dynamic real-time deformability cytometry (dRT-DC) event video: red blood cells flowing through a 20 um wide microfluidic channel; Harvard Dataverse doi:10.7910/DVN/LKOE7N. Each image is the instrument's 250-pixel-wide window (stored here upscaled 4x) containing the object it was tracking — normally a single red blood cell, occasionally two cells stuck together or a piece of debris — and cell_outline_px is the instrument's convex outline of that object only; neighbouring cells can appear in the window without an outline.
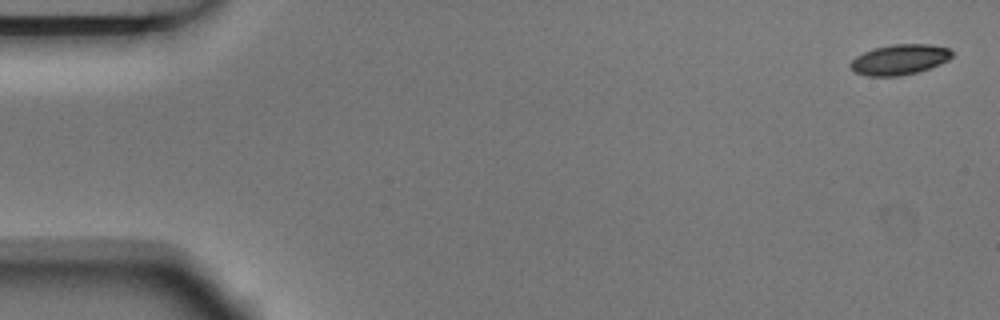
{"species": "Egyptian fruit bat (a non-hibernating species)", "species_latin": "Rousettus aegyptiacus", "temperature_condition": "room temperature", "stored_images_in_passage": 5, "camera_frame_rate_fps": 3000, "um_per_image_px": 0.085, "animal": {"sex": "male"}, "frame": {"image": 1, "passage_image": 1, "time_ms": 0.0, "image_size_px": [1000, 320], "cell_outline_px": [[956, 52], [948, 60], [940, 64], [916, 72], [900, 76], [868, 76], [856, 72], [848, 64], [856, 56], [872, 48], [892, 44], [928, 44], [948, 48]], "centroid_in_image_um": [76.47, 5.05], "position_along_channel_um": 8.5, "area_um2": 17.98}}
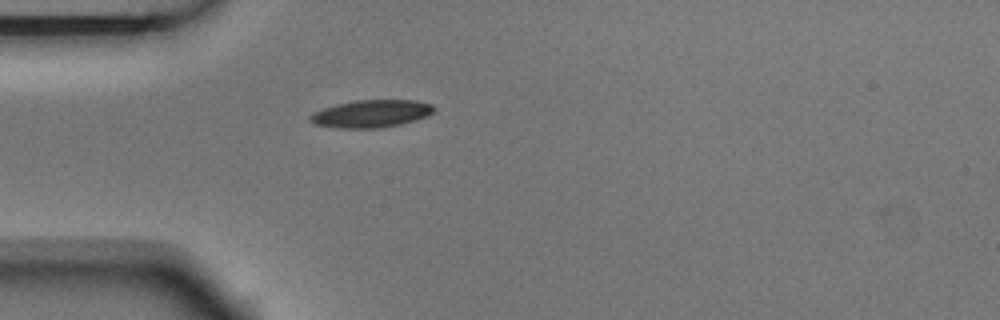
{"frame": {"image": 2, "passage_image": 5, "time_ms": 1.333, "image_size_px": [1000, 320], "cell_outline_px": [[436, 108], [428, 116], [416, 120], [400, 124], [380, 128], [340, 128], [316, 124], [308, 120], [308, 116], [312, 112], [336, 104], [356, 100], [416, 100], [432, 104]], "centroid_in_image_um": [31.56, 9.66], "position_along_channel_um": 53.4, "area_um2": 19.94}}